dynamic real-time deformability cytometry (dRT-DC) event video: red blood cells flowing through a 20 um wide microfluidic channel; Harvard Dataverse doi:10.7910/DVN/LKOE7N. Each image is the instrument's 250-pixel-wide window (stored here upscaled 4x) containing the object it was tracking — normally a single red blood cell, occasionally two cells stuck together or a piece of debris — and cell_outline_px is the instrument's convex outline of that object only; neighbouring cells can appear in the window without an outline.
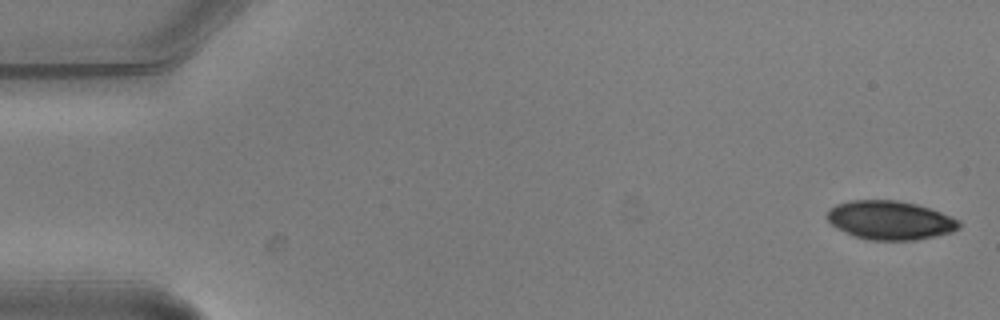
{"species": "common noctule bat (a hibernating species)", "species_latin": "Nyctalus noctula", "temperature_condition": "warm", "stored_images_in_passage": 5, "camera_frame_rate_fps": 3000, "um_per_image_px": 0.085, "animal": {"sex": "male", "body_mass_g": 20.5, "forearm_length_mm": 52.5}, "frame": {"image": 1, "passage_image": 1, "time_ms": 0.0, "image_size_px": [1000, 320], "cell_outline_px": [[960, 228], [952, 232], [936, 236], [916, 240], [868, 240], [852, 236], [836, 228], [828, 220], [828, 208], [836, 204], [848, 200], [896, 200], [916, 204], [952, 216], [960, 220]], "centroid_in_image_um": [75.65, 18.72], "position_along_channel_um": 9.3, "area_um2": 30.06}}